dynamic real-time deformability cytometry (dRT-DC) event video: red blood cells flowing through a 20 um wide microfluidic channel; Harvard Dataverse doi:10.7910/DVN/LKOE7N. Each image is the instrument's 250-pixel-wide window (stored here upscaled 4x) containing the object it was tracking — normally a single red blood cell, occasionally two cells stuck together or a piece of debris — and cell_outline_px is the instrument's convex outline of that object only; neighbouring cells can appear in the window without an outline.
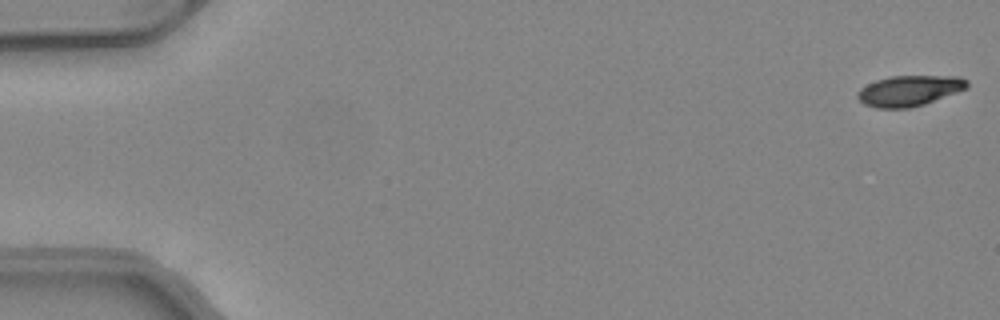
{"species": "common noctule bat (a hibernating species)", "species_latin": "Nyctalus noctula", "temperature_condition": "warm", "stored_images_in_passage": 15, "camera_frame_rate_fps": 3000, "um_per_image_px": 0.085, "animal": {"sex": "female", "body_mass_g": 24.6, "forearm_length_mm": 56.2}, "frame": {"image": 1, "passage_image": 1, "time_ms": 0.0, "image_size_px": [1000, 320], "cell_outline_px": [[968, 88], [924, 104], [908, 108], [876, 108], [864, 104], [856, 96], [856, 92], [860, 88], [876, 80], [892, 76], [960, 76], [968, 80]], "centroid_in_image_um": [77.29, 7.7], "position_along_channel_um": 7.7, "area_um2": 19.54}}
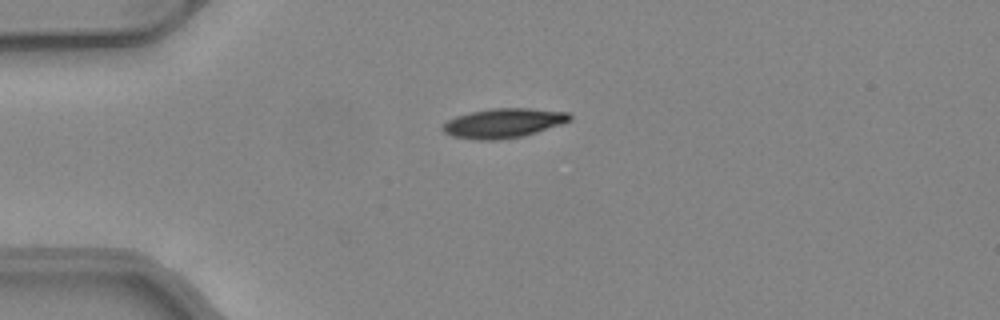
{"frame": {"image": 2, "passage_image": 13, "time_ms": 4.0, "image_size_px": [1000, 320], "cell_outline_px": [[572, 120], [524, 136], [492, 140], [480, 140], [452, 136], [444, 132], [440, 128], [448, 120], [456, 116], [472, 112], [492, 108], [528, 108], [568, 112], [572, 116]], "centroid_in_image_um": [42.79, 10.46], "position_along_channel_um": 42.2, "area_um2": 21.62}}